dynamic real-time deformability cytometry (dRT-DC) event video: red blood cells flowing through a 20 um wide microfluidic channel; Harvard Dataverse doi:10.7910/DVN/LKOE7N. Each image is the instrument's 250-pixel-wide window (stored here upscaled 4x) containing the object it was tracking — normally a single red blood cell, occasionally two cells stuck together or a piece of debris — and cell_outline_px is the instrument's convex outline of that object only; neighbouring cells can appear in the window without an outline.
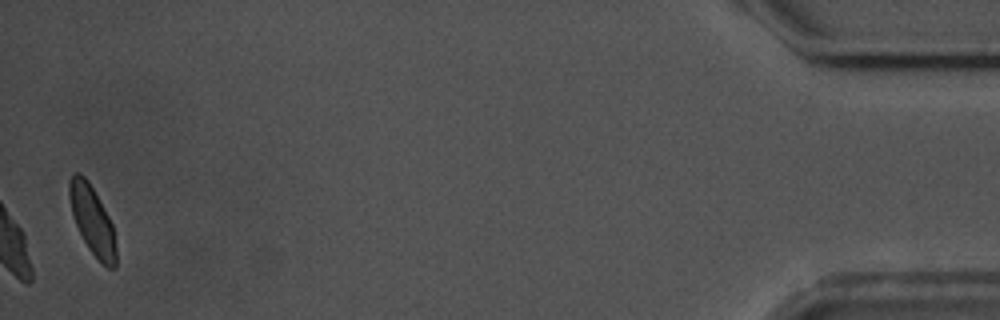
{"species": "common noctule bat (a hibernating species)", "species_latin": "Nyctalus noctula", "temperature_condition": "warm", "stored_images_in_passage": 40, "camera_frame_rate_fps": 3000, "um_per_image_px": 0.085, "animal": {"sex": "male", "body_mass_g": 17.5, "forearm_length_mm": 52.3}, "frame": {"image": 1, "passage_image": 40, "time_ms": 13.0, "image_size_px": [1000, 320], "cell_outline_px": [[116, 268], [108, 268], [88, 248], [76, 224], [72, 212], [68, 196], [68, 180], [76, 172], [80, 172], [88, 180], [108, 216], [112, 224], [116, 244]], "centroid_in_image_um": [7.84, 18.7], "position_along_channel_um": 427.4, "area_um2": 18.38}, "authors_computed_cell_mechanics": {"area_um2": 22.542, "velocity_mm_per_s": 3.5412, "shape_relaxation_time_tau1_ms": 2.7161, "shape_relaxation_time_tau2_ms": 4.3022, "deformation_change_tau1": 0.0935, "deformation_change_tau2": 0.0931}}